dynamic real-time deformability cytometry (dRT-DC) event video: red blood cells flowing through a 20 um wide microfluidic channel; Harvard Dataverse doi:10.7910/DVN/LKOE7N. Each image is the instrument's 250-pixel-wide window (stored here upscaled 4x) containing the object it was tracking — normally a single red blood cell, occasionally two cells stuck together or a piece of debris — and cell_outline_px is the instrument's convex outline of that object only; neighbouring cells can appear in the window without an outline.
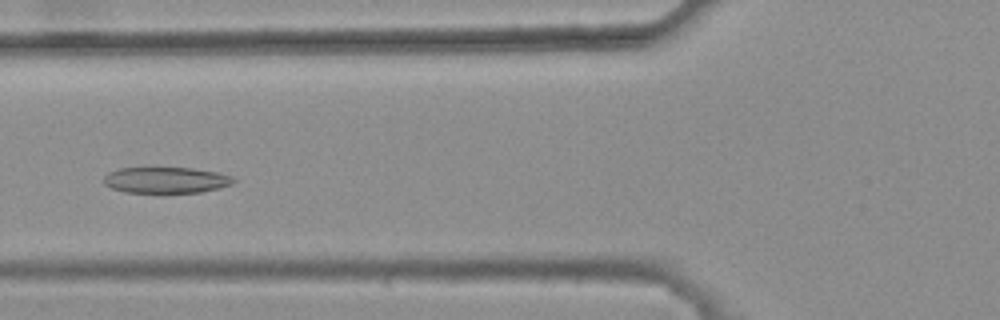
{"species": "common noctule bat (a hibernating species)", "species_latin": "Nyctalus noctula", "temperature_condition": "warm", "stored_images_in_passage": 25, "camera_frame_rate_fps": 3000, "um_per_image_px": 0.085, "animal": {"sex": "female", "body_mass_g": 25.1}, "frame": {"image": 1, "passage_image": 4, "time_ms": 1.0, "image_size_px": [1000, 320], "cell_outline_px": [[236, 180], [232, 184], [220, 188], [200, 192], [164, 196], [160, 196], [124, 192], [112, 188], [104, 184], [104, 176], [108, 172], [120, 168], [192, 168], [220, 172], [232, 176]], "centroid_in_image_um": [14.12, 15.36], "position_along_channel_um": 111.7, "area_um2": 20.87}}
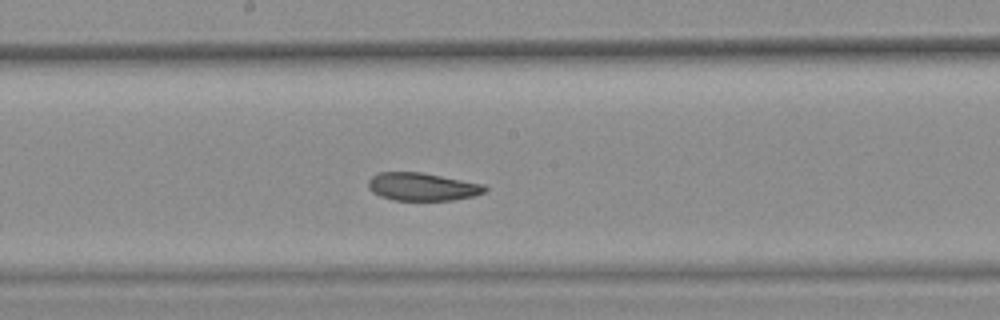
{"frame": {"image": 2, "passage_image": 12, "time_ms": 3.667, "image_size_px": [1000, 320], "cell_outline_px": [[488, 188], [484, 192], [472, 196], [452, 200], [396, 200], [380, 196], [372, 192], [368, 188], [368, 180], [372, 176], [380, 172], [420, 172], [484, 184]], "centroid_in_image_um": [35.87, 15.87], "position_along_channel_um": 212.3, "area_um2": 18.84}}
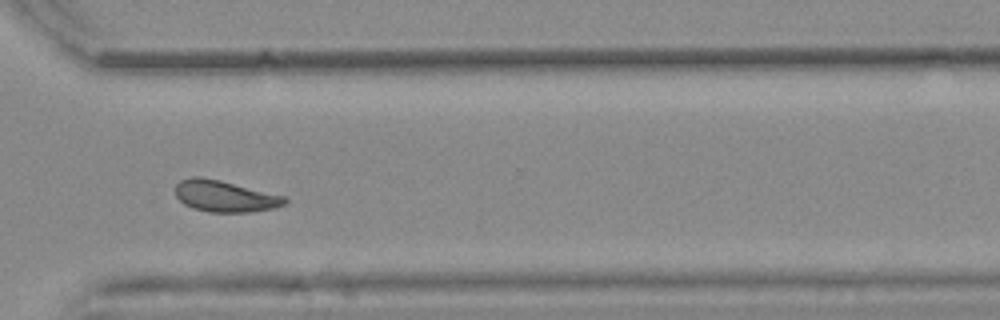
{"frame": {"image": 3, "passage_image": 23, "time_ms": 7.333, "image_size_px": [1000, 320], "cell_outline_px": [[288, 200], [284, 204], [276, 208], [252, 212], [208, 212], [192, 208], [184, 204], [176, 196], [176, 184], [180, 180], [192, 176], [200, 176], [220, 180], [284, 196]], "centroid_in_image_um": [19.1, 16.68], "position_along_channel_um": 351.5, "area_um2": 20.06}}